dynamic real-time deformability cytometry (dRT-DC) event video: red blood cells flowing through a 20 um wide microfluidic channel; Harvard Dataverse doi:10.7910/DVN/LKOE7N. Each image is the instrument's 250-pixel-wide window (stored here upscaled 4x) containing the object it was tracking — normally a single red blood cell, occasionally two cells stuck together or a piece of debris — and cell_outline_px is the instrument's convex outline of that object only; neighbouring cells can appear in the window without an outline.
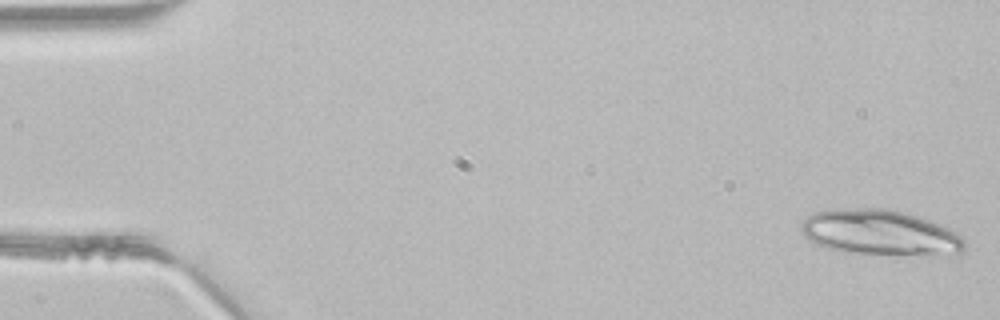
{"species": "common noctule bat (a hibernating species)", "species_latin": "Nyctalus noctula", "temperature_condition": "room temperature", "stored_images_in_passage": 45, "segment_of_instrument_passage": [1, 2], "camera_frame_rate_fps": 3000, "um_per_image_px": 0.085, "animal": {"sex": "male", "body_mass_g": 21.5, "forearm_length_mm": 52.0}, "frame": {"image": 1, "passage_image": 1, "time_ms": 0.0, "image_size_px": [1000, 320], "cell_outline_px": [[968, 244], [964, 252], [956, 256], [920, 256], [840, 252], [816, 244], [808, 240], [800, 232], [800, 224], [812, 212], [856, 208], [884, 208], [908, 212], [920, 216], [940, 224], [964, 236]], "centroid_in_image_um": [74.92, 19.81], "position_along_channel_um": 10.1, "area_um2": 44.56}}